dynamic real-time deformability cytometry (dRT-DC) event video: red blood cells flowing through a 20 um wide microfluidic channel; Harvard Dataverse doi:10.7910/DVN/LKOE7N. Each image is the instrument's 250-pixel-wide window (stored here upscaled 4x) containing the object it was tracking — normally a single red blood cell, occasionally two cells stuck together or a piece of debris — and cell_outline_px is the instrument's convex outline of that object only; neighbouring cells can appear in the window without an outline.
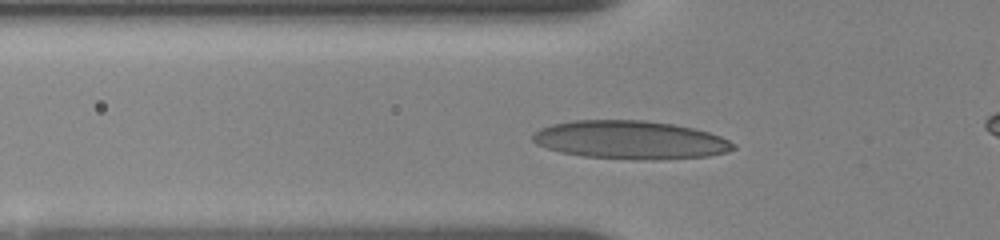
{"species": "human", "species_latin": "Homo sapiens", "temperature_condition": "room temperature", "stored_images_in_passage": 32, "camera_frame_rate_fps": 3000, "um_per_image_px": 0.085, "donor": {"sex": "female"}, "frame": {"image": 1, "passage_image": 19, "time_ms": 4.333, "image_size_px": [1000, 240], "cell_outline_px": [[736, 148], [728, 152], [708, 156], [584, 156], [560, 152], [536, 144], [532, 140], [532, 136], [540, 128], [552, 124], [576, 120], [644, 120], [672, 124], [692, 128], [708, 132], [720, 136], [736, 144]], "centroid_in_image_um": [53.53, 11.83], "position_along_channel_um": 72.3, "area_um2": 42.77}}
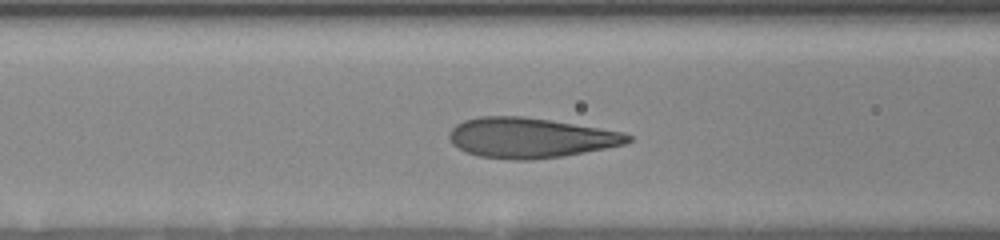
{"frame": {"image": 2, "passage_image": 24, "time_ms": 5.667, "image_size_px": [1000, 240], "cell_outline_px": [[632, 140], [624, 144], [564, 156], [532, 160], [512, 160], [476, 156], [464, 152], [452, 144], [448, 136], [448, 132], [456, 124], [464, 120], [480, 116], [520, 116], [548, 120], [624, 132], [632, 136]], "centroid_in_image_um": [45.01, 11.72], "position_along_channel_um": 121.6, "area_um2": 41.79}}
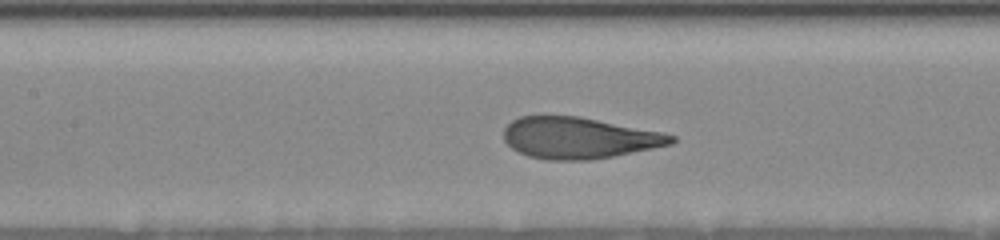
{"frame": {"image": 3, "passage_image": 28, "time_ms": 6.667, "image_size_px": [1000, 240], "cell_outline_px": [[676, 140], [672, 144], [592, 160], [544, 160], [528, 156], [512, 148], [504, 140], [504, 128], [512, 120], [520, 116], [580, 116], [664, 132], [676, 136]], "centroid_in_image_um": [49.21, 11.72], "position_along_channel_um": 158.2, "area_um2": 40.46}}